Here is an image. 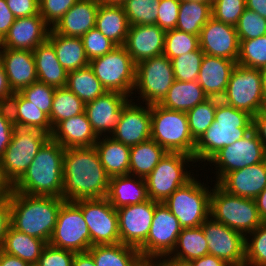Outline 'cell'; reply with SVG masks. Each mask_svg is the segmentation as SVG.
Returning <instances> with one entry per match:
<instances>
[{
	"instance_id": "be15d7a7",
	"label": "cell",
	"mask_w": 266,
	"mask_h": 266,
	"mask_svg": "<svg viewBox=\"0 0 266 266\" xmlns=\"http://www.w3.org/2000/svg\"><path fill=\"white\" fill-rule=\"evenodd\" d=\"M8 77L5 73L3 65L0 66V104H7L9 99L13 96Z\"/></svg>"
},
{
	"instance_id": "34e18365",
	"label": "cell",
	"mask_w": 266,
	"mask_h": 266,
	"mask_svg": "<svg viewBox=\"0 0 266 266\" xmlns=\"http://www.w3.org/2000/svg\"><path fill=\"white\" fill-rule=\"evenodd\" d=\"M264 95L266 97V66L259 69Z\"/></svg>"
},
{
	"instance_id": "8c879c8a",
	"label": "cell",
	"mask_w": 266,
	"mask_h": 266,
	"mask_svg": "<svg viewBox=\"0 0 266 266\" xmlns=\"http://www.w3.org/2000/svg\"><path fill=\"white\" fill-rule=\"evenodd\" d=\"M10 191L9 185L3 180V177L0 172V196L8 194Z\"/></svg>"
},
{
	"instance_id": "52a82bcc",
	"label": "cell",
	"mask_w": 266,
	"mask_h": 266,
	"mask_svg": "<svg viewBox=\"0 0 266 266\" xmlns=\"http://www.w3.org/2000/svg\"><path fill=\"white\" fill-rule=\"evenodd\" d=\"M151 139L167 152H180L194 157L196 141L189 129L187 113L150 105Z\"/></svg>"
},
{
	"instance_id": "91938a15",
	"label": "cell",
	"mask_w": 266,
	"mask_h": 266,
	"mask_svg": "<svg viewBox=\"0 0 266 266\" xmlns=\"http://www.w3.org/2000/svg\"><path fill=\"white\" fill-rule=\"evenodd\" d=\"M11 206L9 193L0 196V250L3 247L4 239L9 227L11 226Z\"/></svg>"
},
{
	"instance_id": "1f68e13d",
	"label": "cell",
	"mask_w": 266,
	"mask_h": 266,
	"mask_svg": "<svg viewBox=\"0 0 266 266\" xmlns=\"http://www.w3.org/2000/svg\"><path fill=\"white\" fill-rule=\"evenodd\" d=\"M101 138H98L94 147L107 175L110 178L114 176L128 175L131 147L115 141L110 136Z\"/></svg>"
},
{
	"instance_id": "603a6c76",
	"label": "cell",
	"mask_w": 266,
	"mask_h": 266,
	"mask_svg": "<svg viewBox=\"0 0 266 266\" xmlns=\"http://www.w3.org/2000/svg\"><path fill=\"white\" fill-rule=\"evenodd\" d=\"M165 31L158 25H130L124 47L135 64L159 56L164 50Z\"/></svg>"
},
{
	"instance_id": "7a4b0ae2",
	"label": "cell",
	"mask_w": 266,
	"mask_h": 266,
	"mask_svg": "<svg viewBox=\"0 0 266 266\" xmlns=\"http://www.w3.org/2000/svg\"><path fill=\"white\" fill-rule=\"evenodd\" d=\"M11 227L49 243L62 203L61 197L27 195L10 188Z\"/></svg>"
},
{
	"instance_id": "836d02e7",
	"label": "cell",
	"mask_w": 266,
	"mask_h": 266,
	"mask_svg": "<svg viewBox=\"0 0 266 266\" xmlns=\"http://www.w3.org/2000/svg\"><path fill=\"white\" fill-rule=\"evenodd\" d=\"M129 27L123 6L99 5L95 28L116 46L124 45Z\"/></svg>"
},
{
	"instance_id": "7bdbcfd3",
	"label": "cell",
	"mask_w": 266,
	"mask_h": 266,
	"mask_svg": "<svg viewBox=\"0 0 266 266\" xmlns=\"http://www.w3.org/2000/svg\"><path fill=\"white\" fill-rule=\"evenodd\" d=\"M220 99L208 98L187 112L189 129L192 137L197 141L215 120V111Z\"/></svg>"
},
{
	"instance_id": "6f0895ef",
	"label": "cell",
	"mask_w": 266,
	"mask_h": 266,
	"mask_svg": "<svg viewBox=\"0 0 266 266\" xmlns=\"http://www.w3.org/2000/svg\"><path fill=\"white\" fill-rule=\"evenodd\" d=\"M14 127L8 105L0 104V158L10 143Z\"/></svg>"
},
{
	"instance_id": "d4e9b609",
	"label": "cell",
	"mask_w": 266,
	"mask_h": 266,
	"mask_svg": "<svg viewBox=\"0 0 266 266\" xmlns=\"http://www.w3.org/2000/svg\"><path fill=\"white\" fill-rule=\"evenodd\" d=\"M2 65L14 93L38 81L33 51L3 48Z\"/></svg>"
},
{
	"instance_id": "003e7915",
	"label": "cell",
	"mask_w": 266,
	"mask_h": 266,
	"mask_svg": "<svg viewBox=\"0 0 266 266\" xmlns=\"http://www.w3.org/2000/svg\"><path fill=\"white\" fill-rule=\"evenodd\" d=\"M72 266H96L92 255L86 252L75 253Z\"/></svg>"
},
{
	"instance_id": "9c48e42d",
	"label": "cell",
	"mask_w": 266,
	"mask_h": 266,
	"mask_svg": "<svg viewBox=\"0 0 266 266\" xmlns=\"http://www.w3.org/2000/svg\"><path fill=\"white\" fill-rule=\"evenodd\" d=\"M189 162L196 163L193 156L167 152L145 178L149 199L164 203L172 193L190 181L194 176L186 170Z\"/></svg>"
},
{
	"instance_id": "b9fcfbb0",
	"label": "cell",
	"mask_w": 266,
	"mask_h": 266,
	"mask_svg": "<svg viewBox=\"0 0 266 266\" xmlns=\"http://www.w3.org/2000/svg\"><path fill=\"white\" fill-rule=\"evenodd\" d=\"M2 54H3V47H2V44L0 42V66L2 65Z\"/></svg>"
},
{
	"instance_id": "9f6ffc18",
	"label": "cell",
	"mask_w": 266,
	"mask_h": 266,
	"mask_svg": "<svg viewBox=\"0 0 266 266\" xmlns=\"http://www.w3.org/2000/svg\"><path fill=\"white\" fill-rule=\"evenodd\" d=\"M180 0H160L156 25L165 32L175 29L178 20Z\"/></svg>"
},
{
	"instance_id": "d6986e66",
	"label": "cell",
	"mask_w": 266,
	"mask_h": 266,
	"mask_svg": "<svg viewBox=\"0 0 266 266\" xmlns=\"http://www.w3.org/2000/svg\"><path fill=\"white\" fill-rule=\"evenodd\" d=\"M128 97L121 92L106 91L95 100L85 103V112L98 138L108 134L111 136L115 131L121 111L130 101Z\"/></svg>"
},
{
	"instance_id": "f546056e",
	"label": "cell",
	"mask_w": 266,
	"mask_h": 266,
	"mask_svg": "<svg viewBox=\"0 0 266 266\" xmlns=\"http://www.w3.org/2000/svg\"><path fill=\"white\" fill-rule=\"evenodd\" d=\"M38 81L55 88L65 87L67 71L57 59L53 45L46 40L33 50Z\"/></svg>"
},
{
	"instance_id": "89a4df30",
	"label": "cell",
	"mask_w": 266,
	"mask_h": 266,
	"mask_svg": "<svg viewBox=\"0 0 266 266\" xmlns=\"http://www.w3.org/2000/svg\"><path fill=\"white\" fill-rule=\"evenodd\" d=\"M257 209L263 223H266V188L255 198Z\"/></svg>"
},
{
	"instance_id": "4fadbf2b",
	"label": "cell",
	"mask_w": 266,
	"mask_h": 266,
	"mask_svg": "<svg viewBox=\"0 0 266 266\" xmlns=\"http://www.w3.org/2000/svg\"><path fill=\"white\" fill-rule=\"evenodd\" d=\"M49 244L75 253L86 252L92 246L81 208L74 201L62 203Z\"/></svg>"
},
{
	"instance_id": "7c38bea8",
	"label": "cell",
	"mask_w": 266,
	"mask_h": 266,
	"mask_svg": "<svg viewBox=\"0 0 266 266\" xmlns=\"http://www.w3.org/2000/svg\"><path fill=\"white\" fill-rule=\"evenodd\" d=\"M174 81L171 60L162 54L136 64L133 91L137 89L145 105L160 104Z\"/></svg>"
},
{
	"instance_id": "2e32d148",
	"label": "cell",
	"mask_w": 266,
	"mask_h": 266,
	"mask_svg": "<svg viewBox=\"0 0 266 266\" xmlns=\"http://www.w3.org/2000/svg\"><path fill=\"white\" fill-rule=\"evenodd\" d=\"M266 160V149L252 130L244 138L223 147L208 162L213 163L218 182L225 174ZM217 165V166H216Z\"/></svg>"
},
{
	"instance_id": "f907efd6",
	"label": "cell",
	"mask_w": 266,
	"mask_h": 266,
	"mask_svg": "<svg viewBox=\"0 0 266 266\" xmlns=\"http://www.w3.org/2000/svg\"><path fill=\"white\" fill-rule=\"evenodd\" d=\"M55 89L53 86L36 81L23 88L20 93L49 117Z\"/></svg>"
},
{
	"instance_id": "ffe728a7",
	"label": "cell",
	"mask_w": 266,
	"mask_h": 266,
	"mask_svg": "<svg viewBox=\"0 0 266 266\" xmlns=\"http://www.w3.org/2000/svg\"><path fill=\"white\" fill-rule=\"evenodd\" d=\"M130 101L123 107L117 127L111 137L126 146L132 147L151 139L150 105Z\"/></svg>"
},
{
	"instance_id": "b9f144b4",
	"label": "cell",
	"mask_w": 266,
	"mask_h": 266,
	"mask_svg": "<svg viewBox=\"0 0 266 266\" xmlns=\"http://www.w3.org/2000/svg\"><path fill=\"white\" fill-rule=\"evenodd\" d=\"M85 112V103L66 86L55 89L49 120L54 129L61 121Z\"/></svg>"
},
{
	"instance_id": "ab89813d",
	"label": "cell",
	"mask_w": 266,
	"mask_h": 266,
	"mask_svg": "<svg viewBox=\"0 0 266 266\" xmlns=\"http://www.w3.org/2000/svg\"><path fill=\"white\" fill-rule=\"evenodd\" d=\"M211 17L212 9L210 3L180 1L175 29L200 36L201 29Z\"/></svg>"
},
{
	"instance_id": "680465c9",
	"label": "cell",
	"mask_w": 266,
	"mask_h": 266,
	"mask_svg": "<svg viewBox=\"0 0 266 266\" xmlns=\"http://www.w3.org/2000/svg\"><path fill=\"white\" fill-rule=\"evenodd\" d=\"M6 2L16 18L39 14V0H6Z\"/></svg>"
},
{
	"instance_id": "d6a6232c",
	"label": "cell",
	"mask_w": 266,
	"mask_h": 266,
	"mask_svg": "<svg viewBox=\"0 0 266 266\" xmlns=\"http://www.w3.org/2000/svg\"><path fill=\"white\" fill-rule=\"evenodd\" d=\"M47 40L53 45L57 59L67 73L89 65L81 37L63 36L50 29Z\"/></svg>"
},
{
	"instance_id": "681fc988",
	"label": "cell",
	"mask_w": 266,
	"mask_h": 266,
	"mask_svg": "<svg viewBox=\"0 0 266 266\" xmlns=\"http://www.w3.org/2000/svg\"><path fill=\"white\" fill-rule=\"evenodd\" d=\"M235 27L239 40H249L266 35V19L247 8Z\"/></svg>"
},
{
	"instance_id": "4dcf8cb0",
	"label": "cell",
	"mask_w": 266,
	"mask_h": 266,
	"mask_svg": "<svg viewBox=\"0 0 266 266\" xmlns=\"http://www.w3.org/2000/svg\"><path fill=\"white\" fill-rule=\"evenodd\" d=\"M7 105L15 126L41 130L51 136L53 128L49 117L20 92H15Z\"/></svg>"
},
{
	"instance_id": "8992f818",
	"label": "cell",
	"mask_w": 266,
	"mask_h": 266,
	"mask_svg": "<svg viewBox=\"0 0 266 266\" xmlns=\"http://www.w3.org/2000/svg\"><path fill=\"white\" fill-rule=\"evenodd\" d=\"M210 216L244 236L263 224L255 199L230 194L217 183L210 196Z\"/></svg>"
},
{
	"instance_id": "ac0fdd59",
	"label": "cell",
	"mask_w": 266,
	"mask_h": 266,
	"mask_svg": "<svg viewBox=\"0 0 266 266\" xmlns=\"http://www.w3.org/2000/svg\"><path fill=\"white\" fill-rule=\"evenodd\" d=\"M117 210L120 243L139 248L147 239L155 210V201L128 205Z\"/></svg>"
},
{
	"instance_id": "e7e4bbea",
	"label": "cell",
	"mask_w": 266,
	"mask_h": 266,
	"mask_svg": "<svg viewBox=\"0 0 266 266\" xmlns=\"http://www.w3.org/2000/svg\"><path fill=\"white\" fill-rule=\"evenodd\" d=\"M187 264L189 266H230L224 260L210 254L193 259Z\"/></svg>"
},
{
	"instance_id": "30bf717a",
	"label": "cell",
	"mask_w": 266,
	"mask_h": 266,
	"mask_svg": "<svg viewBox=\"0 0 266 266\" xmlns=\"http://www.w3.org/2000/svg\"><path fill=\"white\" fill-rule=\"evenodd\" d=\"M95 76L106 91L131 96L135 85L136 64L123 45L89 61Z\"/></svg>"
},
{
	"instance_id": "ba28073f",
	"label": "cell",
	"mask_w": 266,
	"mask_h": 266,
	"mask_svg": "<svg viewBox=\"0 0 266 266\" xmlns=\"http://www.w3.org/2000/svg\"><path fill=\"white\" fill-rule=\"evenodd\" d=\"M209 188L193 177L164 201L182 228L200 227L210 216Z\"/></svg>"
},
{
	"instance_id": "753ad0ef",
	"label": "cell",
	"mask_w": 266,
	"mask_h": 266,
	"mask_svg": "<svg viewBox=\"0 0 266 266\" xmlns=\"http://www.w3.org/2000/svg\"><path fill=\"white\" fill-rule=\"evenodd\" d=\"M102 5L122 6L126 0H96Z\"/></svg>"
},
{
	"instance_id": "816d5d0a",
	"label": "cell",
	"mask_w": 266,
	"mask_h": 266,
	"mask_svg": "<svg viewBox=\"0 0 266 266\" xmlns=\"http://www.w3.org/2000/svg\"><path fill=\"white\" fill-rule=\"evenodd\" d=\"M212 17L222 23L236 26L246 9L245 0H213Z\"/></svg>"
},
{
	"instance_id": "11a10c76",
	"label": "cell",
	"mask_w": 266,
	"mask_h": 266,
	"mask_svg": "<svg viewBox=\"0 0 266 266\" xmlns=\"http://www.w3.org/2000/svg\"><path fill=\"white\" fill-rule=\"evenodd\" d=\"M74 255L75 252L54 247L48 243L35 266H72Z\"/></svg>"
},
{
	"instance_id": "ee69618b",
	"label": "cell",
	"mask_w": 266,
	"mask_h": 266,
	"mask_svg": "<svg viewBox=\"0 0 266 266\" xmlns=\"http://www.w3.org/2000/svg\"><path fill=\"white\" fill-rule=\"evenodd\" d=\"M160 0H126L122 5L130 25H155Z\"/></svg>"
},
{
	"instance_id": "2644e50d",
	"label": "cell",
	"mask_w": 266,
	"mask_h": 266,
	"mask_svg": "<svg viewBox=\"0 0 266 266\" xmlns=\"http://www.w3.org/2000/svg\"><path fill=\"white\" fill-rule=\"evenodd\" d=\"M137 266H169V260L167 258H142Z\"/></svg>"
},
{
	"instance_id": "11e5206c",
	"label": "cell",
	"mask_w": 266,
	"mask_h": 266,
	"mask_svg": "<svg viewBox=\"0 0 266 266\" xmlns=\"http://www.w3.org/2000/svg\"><path fill=\"white\" fill-rule=\"evenodd\" d=\"M169 266H189L188 264L177 263L169 260Z\"/></svg>"
},
{
	"instance_id": "277c9868",
	"label": "cell",
	"mask_w": 266,
	"mask_h": 266,
	"mask_svg": "<svg viewBox=\"0 0 266 266\" xmlns=\"http://www.w3.org/2000/svg\"><path fill=\"white\" fill-rule=\"evenodd\" d=\"M64 151L65 148L50 137L11 189L27 195L61 197Z\"/></svg>"
},
{
	"instance_id": "8d00e7d4",
	"label": "cell",
	"mask_w": 266,
	"mask_h": 266,
	"mask_svg": "<svg viewBox=\"0 0 266 266\" xmlns=\"http://www.w3.org/2000/svg\"><path fill=\"white\" fill-rule=\"evenodd\" d=\"M47 244L42 239L19 232L10 226L1 250L35 266Z\"/></svg>"
},
{
	"instance_id": "8fae6325",
	"label": "cell",
	"mask_w": 266,
	"mask_h": 266,
	"mask_svg": "<svg viewBox=\"0 0 266 266\" xmlns=\"http://www.w3.org/2000/svg\"><path fill=\"white\" fill-rule=\"evenodd\" d=\"M224 103L248 112L254 116L266 107L259 69L236 64L228 82L225 94L220 99Z\"/></svg>"
},
{
	"instance_id": "3957f363",
	"label": "cell",
	"mask_w": 266,
	"mask_h": 266,
	"mask_svg": "<svg viewBox=\"0 0 266 266\" xmlns=\"http://www.w3.org/2000/svg\"><path fill=\"white\" fill-rule=\"evenodd\" d=\"M253 130V116L219 100L215 120L196 141L195 162L209 161L223 147L232 145Z\"/></svg>"
},
{
	"instance_id": "2a66077c",
	"label": "cell",
	"mask_w": 266,
	"mask_h": 266,
	"mask_svg": "<svg viewBox=\"0 0 266 266\" xmlns=\"http://www.w3.org/2000/svg\"><path fill=\"white\" fill-rule=\"evenodd\" d=\"M180 1H188V2H195V1H200L203 3H210L212 5L213 0H180Z\"/></svg>"
},
{
	"instance_id": "f6af8a7d",
	"label": "cell",
	"mask_w": 266,
	"mask_h": 266,
	"mask_svg": "<svg viewBox=\"0 0 266 266\" xmlns=\"http://www.w3.org/2000/svg\"><path fill=\"white\" fill-rule=\"evenodd\" d=\"M200 48L199 36L172 29L165 32L163 54L170 60Z\"/></svg>"
},
{
	"instance_id": "5bb4252c",
	"label": "cell",
	"mask_w": 266,
	"mask_h": 266,
	"mask_svg": "<svg viewBox=\"0 0 266 266\" xmlns=\"http://www.w3.org/2000/svg\"><path fill=\"white\" fill-rule=\"evenodd\" d=\"M182 227L163 202H155L146 241L138 248L142 258H167L175 248Z\"/></svg>"
},
{
	"instance_id": "4316f807",
	"label": "cell",
	"mask_w": 266,
	"mask_h": 266,
	"mask_svg": "<svg viewBox=\"0 0 266 266\" xmlns=\"http://www.w3.org/2000/svg\"><path fill=\"white\" fill-rule=\"evenodd\" d=\"M99 3L96 0H78L51 29L68 37H82L95 28Z\"/></svg>"
},
{
	"instance_id": "a7ac6f4b",
	"label": "cell",
	"mask_w": 266,
	"mask_h": 266,
	"mask_svg": "<svg viewBox=\"0 0 266 266\" xmlns=\"http://www.w3.org/2000/svg\"><path fill=\"white\" fill-rule=\"evenodd\" d=\"M246 8L266 19V0H245Z\"/></svg>"
},
{
	"instance_id": "7dc6e473",
	"label": "cell",
	"mask_w": 266,
	"mask_h": 266,
	"mask_svg": "<svg viewBox=\"0 0 266 266\" xmlns=\"http://www.w3.org/2000/svg\"><path fill=\"white\" fill-rule=\"evenodd\" d=\"M244 266H266V223L245 236Z\"/></svg>"
},
{
	"instance_id": "f5cc1de1",
	"label": "cell",
	"mask_w": 266,
	"mask_h": 266,
	"mask_svg": "<svg viewBox=\"0 0 266 266\" xmlns=\"http://www.w3.org/2000/svg\"><path fill=\"white\" fill-rule=\"evenodd\" d=\"M81 40L89 61L109 53L116 47L112 41L96 28L90 29L81 37Z\"/></svg>"
},
{
	"instance_id": "e575fe53",
	"label": "cell",
	"mask_w": 266,
	"mask_h": 266,
	"mask_svg": "<svg viewBox=\"0 0 266 266\" xmlns=\"http://www.w3.org/2000/svg\"><path fill=\"white\" fill-rule=\"evenodd\" d=\"M208 98L198 81L175 80L159 105L169 110L187 113Z\"/></svg>"
},
{
	"instance_id": "03108f58",
	"label": "cell",
	"mask_w": 266,
	"mask_h": 266,
	"mask_svg": "<svg viewBox=\"0 0 266 266\" xmlns=\"http://www.w3.org/2000/svg\"><path fill=\"white\" fill-rule=\"evenodd\" d=\"M0 266H33L32 264L21 260L17 256L7 254L0 250Z\"/></svg>"
},
{
	"instance_id": "7402d4cb",
	"label": "cell",
	"mask_w": 266,
	"mask_h": 266,
	"mask_svg": "<svg viewBox=\"0 0 266 266\" xmlns=\"http://www.w3.org/2000/svg\"><path fill=\"white\" fill-rule=\"evenodd\" d=\"M50 29L40 14L16 18L1 41L2 47L33 51L47 40Z\"/></svg>"
},
{
	"instance_id": "44dd1931",
	"label": "cell",
	"mask_w": 266,
	"mask_h": 266,
	"mask_svg": "<svg viewBox=\"0 0 266 266\" xmlns=\"http://www.w3.org/2000/svg\"><path fill=\"white\" fill-rule=\"evenodd\" d=\"M199 43L204 54L237 62L240 41L235 26L211 17L201 29Z\"/></svg>"
},
{
	"instance_id": "94428289",
	"label": "cell",
	"mask_w": 266,
	"mask_h": 266,
	"mask_svg": "<svg viewBox=\"0 0 266 266\" xmlns=\"http://www.w3.org/2000/svg\"><path fill=\"white\" fill-rule=\"evenodd\" d=\"M16 17L7 6L6 0H0V42L9 32Z\"/></svg>"
},
{
	"instance_id": "6125c7cd",
	"label": "cell",
	"mask_w": 266,
	"mask_h": 266,
	"mask_svg": "<svg viewBox=\"0 0 266 266\" xmlns=\"http://www.w3.org/2000/svg\"><path fill=\"white\" fill-rule=\"evenodd\" d=\"M253 130L266 149V107L253 116Z\"/></svg>"
},
{
	"instance_id": "f35d334b",
	"label": "cell",
	"mask_w": 266,
	"mask_h": 266,
	"mask_svg": "<svg viewBox=\"0 0 266 266\" xmlns=\"http://www.w3.org/2000/svg\"><path fill=\"white\" fill-rule=\"evenodd\" d=\"M167 151L153 139L130 148L129 174L146 178L166 155Z\"/></svg>"
},
{
	"instance_id": "60d3db41",
	"label": "cell",
	"mask_w": 266,
	"mask_h": 266,
	"mask_svg": "<svg viewBox=\"0 0 266 266\" xmlns=\"http://www.w3.org/2000/svg\"><path fill=\"white\" fill-rule=\"evenodd\" d=\"M66 87L84 103L95 100L106 92L89 65L68 72Z\"/></svg>"
},
{
	"instance_id": "f1b7e54d",
	"label": "cell",
	"mask_w": 266,
	"mask_h": 266,
	"mask_svg": "<svg viewBox=\"0 0 266 266\" xmlns=\"http://www.w3.org/2000/svg\"><path fill=\"white\" fill-rule=\"evenodd\" d=\"M106 198L115 209L149 200L145 178L130 174L111 177Z\"/></svg>"
},
{
	"instance_id": "db71d44e",
	"label": "cell",
	"mask_w": 266,
	"mask_h": 266,
	"mask_svg": "<svg viewBox=\"0 0 266 266\" xmlns=\"http://www.w3.org/2000/svg\"><path fill=\"white\" fill-rule=\"evenodd\" d=\"M77 1L78 0H39V14L51 28Z\"/></svg>"
},
{
	"instance_id": "cb8c5ba5",
	"label": "cell",
	"mask_w": 266,
	"mask_h": 266,
	"mask_svg": "<svg viewBox=\"0 0 266 266\" xmlns=\"http://www.w3.org/2000/svg\"><path fill=\"white\" fill-rule=\"evenodd\" d=\"M217 184L230 194L255 199L266 188V160L229 172Z\"/></svg>"
},
{
	"instance_id": "83f0119b",
	"label": "cell",
	"mask_w": 266,
	"mask_h": 266,
	"mask_svg": "<svg viewBox=\"0 0 266 266\" xmlns=\"http://www.w3.org/2000/svg\"><path fill=\"white\" fill-rule=\"evenodd\" d=\"M50 137L63 148L92 147L98 140L86 112L61 121Z\"/></svg>"
},
{
	"instance_id": "d590c367",
	"label": "cell",
	"mask_w": 266,
	"mask_h": 266,
	"mask_svg": "<svg viewBox=\"0 0 266 266\" xmlns=\"http://www.w3.org/2000/svg\"><path fill=\"white\" fill-rule=\"evenodd\" d=\"M209 254L207 239L202 227L182 228L177 243L168 260L187 264L191 260ZM174 255V256H173Z\"/></svg>"
},
{
	"instance_id": "484cf974",
	"label": "cell",
	"mask_w": 266,
	"mask_h": 266,
	"mask_svg": "<svg viewBox=\"0 0 266 266\" xmlns=\"http://www.w3.org/2000/svg\"><path fill=\"white\" fill-rule=\"evenodd\" d=\"M236 64L223 57L204 54L197 81L209 98L223 97Z\"/></svg>"
},
{
	"instance_id": "74e56055",
	"label": "cell",
	"mask_w": 266,
	"mask_h": 266,
	"mask_svg": "<svg viewBox=\"0 0 266 266\" xmlns=\"http://www.w3.org/2000/svg\"><path fill=\"white\" fill-rule=\"evenodd\" d=\"M88 252L96 266H137L142 259L137 248L122 243L91 246Z\"/></svg>"
},
{
	"instance_id": "e0dca14e",
	"label": "cell",
	"mask_w": 266,
	"mask_h": 266,
	"mask_svg": "<svg viewBox=\"0 0 266 266\" xmlns=\"http://www.w3.org/2000/svg\"><path fill=\"white\" fill-rule=\"evenodd\" d=\"M208 251L230 266L245 265V236L209 216L201 225Z\"/></svg>"
},
{
	"instance_id": "bcb514c9",
	"label": "cell",
	"mask_w": 266,
	"mask_h": 266,
	"mask_svg": "<svg viewBox=\"0 0 266 266\" xmlns=\"http://www.w3.org/2000/svg\"><path fill=\"white\" fill-rule=\"evenodd\" d=\"M239 41L238 65L254 69L266 66V35Z\"/></svg>"
},
{
	"instance_id": "9a60e30c",
	"label": "cell",
	"mask_w": 266,
	"mask_h": 266,
	"mask_svg": "<svg viewBox=\"0 0 266 266\" xmlns=\"http://www.w3.org/2000/svg\"><path fill=\"white\" fill-rule=\"evenodd\" d=\"M74 202L81 208L92 246L120 243L117 210L106 197Z\"/></svg>"
},
{
	"instance_id": "6da1fadb",
	"label": "cell",
	"mask_w": 266,
	"mask_h": 266,
	"mask_svg": "<svg viewBox=\"0 0 266 266\" xmlns=\"http://www.w3.org/2000/svg\"><path fill=\"white\" fill-rule=\"evenodd\" d=\"M110 177L107 175L94 146L65 148L63 157V188L66 201L104 198Z\"/></svg>"
},
{
	"instance_id": "c3c4849f",
	"label": "cell",
	"mask_w": 266,
	"mask_h": 266,
	"mask_svg": "<svg viewBox=\"0 0 266 266\" xmlns=\"http://www.w3.org/2000/svg\"><path fill=\"white\" fill-rule=\"evenodd\" d=\"M203 57L204 53L199 48L196 51L171 59L175 80L197 81Z\"/></svg>"
},
{
	"instance_id": "5b68a950",
	"label": "cell",
	"mask_w": 266,
	"mask_h": 266,
	"mask_svg": "<svg viewBox=\"0 0 266 266\" xmlns=\"http://www.w3.org/2000/svg\"><path fill=\"white\" fill-rule=\"evenodd\" d=\"M49 138L41 130L14 127L10 143L0 158V172L10 188L23 176Z\"/></svg>"
}]
</instances>
